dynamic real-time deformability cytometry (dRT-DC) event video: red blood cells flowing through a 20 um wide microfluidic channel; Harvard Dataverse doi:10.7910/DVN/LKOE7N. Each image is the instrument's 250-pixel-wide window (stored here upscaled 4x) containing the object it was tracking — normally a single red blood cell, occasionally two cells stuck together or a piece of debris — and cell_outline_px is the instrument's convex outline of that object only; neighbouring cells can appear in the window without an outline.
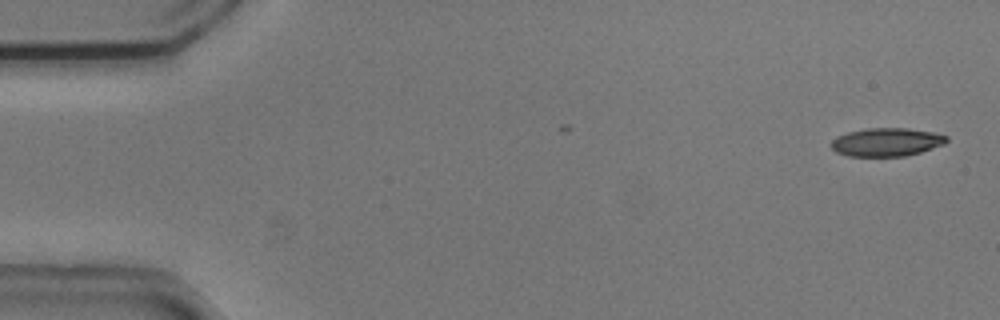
{"species": "common noctule bat (a hibernating species)", "species_latin": "Nyctalus noctula", "temperature_condition": "cold", "stored_images_in_passage": 5, "camera_frame_rate_fps": 3000, "um_per_image_px": 0.085, "animal": {"sex": "male", "body_mass_g": 20.5, "forearm_length_mm": 52.5}, "frame": {"image": 1, "passage_image": 1, "time_ms": 0.0, "image_size_px": [1000, 320], "cell_outline_px": [[948, 140], [944, 144], [920, 152], [904, 156], [848, 156], [836, 152], [832, 148], [832, 140], [836, 136], [848, 132], [864, 128], [908, 128], [932, 132], [948, 136]], "centroid_in_image_um": [75.35, 12.07], "position_along_channel_um": 9.7, "area_um2": 19.02}}